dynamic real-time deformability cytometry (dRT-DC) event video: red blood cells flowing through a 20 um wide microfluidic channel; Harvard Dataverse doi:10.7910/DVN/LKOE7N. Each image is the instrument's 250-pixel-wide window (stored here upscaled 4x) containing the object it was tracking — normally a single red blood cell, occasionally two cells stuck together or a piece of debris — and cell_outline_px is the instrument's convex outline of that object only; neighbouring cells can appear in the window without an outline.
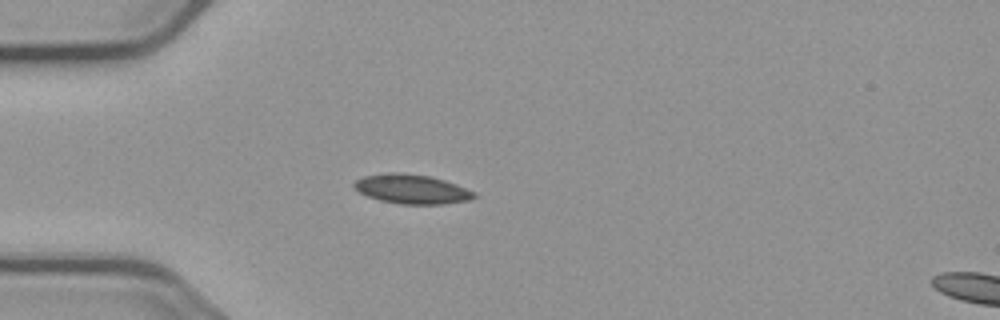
{"species": "common noctule bat (a hibernating species)", "species_latin": "Nyctalus noctula", "temperature_condition": "cold", "stored_images_in_passage": 2, "camera_frame_rate_fps": 3000, "um_per_image_px": 0.085, "animal": {"sex": "male", "body_mass_g": 23.1, "forearm_length_mm": 52.7}, "frame": {"image": 1, "passage_image": 1, "time_ms": 0.0, "image_size_px": [1000, 320], "cell_outline_px": [[476, 196], [468, 200], [444, 204], [400, 204], [380, 200], [368, 196], [352, 188], [352, 184], [356, 180], [364, 176], [388, 172], [396, 172], [428, 176], [444, 180], [456, 184], [476, 192]], "centroid_in_image_um": [34.98, 16.07], "position_along_channel_um": 50.0, "area_um2": 20.46}}